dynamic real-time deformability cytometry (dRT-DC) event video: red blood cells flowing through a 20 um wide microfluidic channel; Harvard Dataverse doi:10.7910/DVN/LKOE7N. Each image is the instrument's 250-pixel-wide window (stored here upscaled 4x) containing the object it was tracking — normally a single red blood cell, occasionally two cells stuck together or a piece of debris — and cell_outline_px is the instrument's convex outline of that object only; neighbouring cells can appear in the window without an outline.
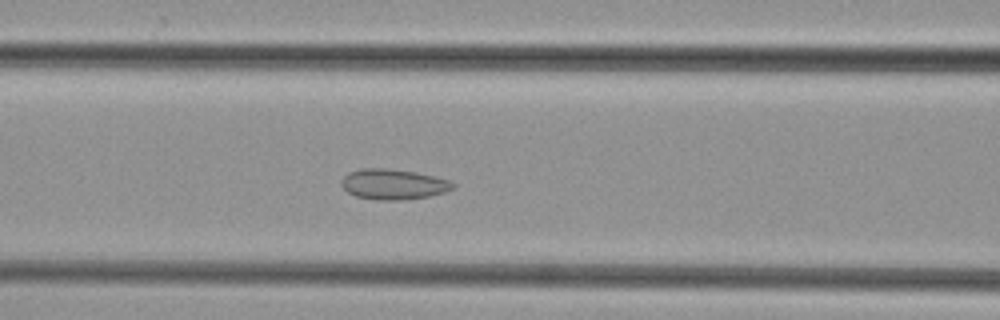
{"species": "common noctule bat (a hibernating species)", "species_latin": "Nyctalus noctula", "temperature_condition": "cold", "stored_images_in_passage": 33, "camera_frame_rate_fps": 3000, "um_per_image_px": 0.085, "animal": {"sex": "female", "body_mass_g": 29.2, "forearm_length_mm": 56.3}, "frame": {"image": 1, "passage_image": 11, "time_ms": 3.333, "image_size_px": [1000, 320], "cell_outline_px": [[456, 188], [444, 192], [428, 196], [400, 200], [376, 200], [356, 196], [348, 192], [340, 184], [340, 180], [348, 172], [360, 168], [388, 168], [416, 172], [448, 180], [456, 184]], "centroid_in_image_um": [33.41, 15.65], "position_along_channel_um": 133.2, "area_um2": 19.83}}
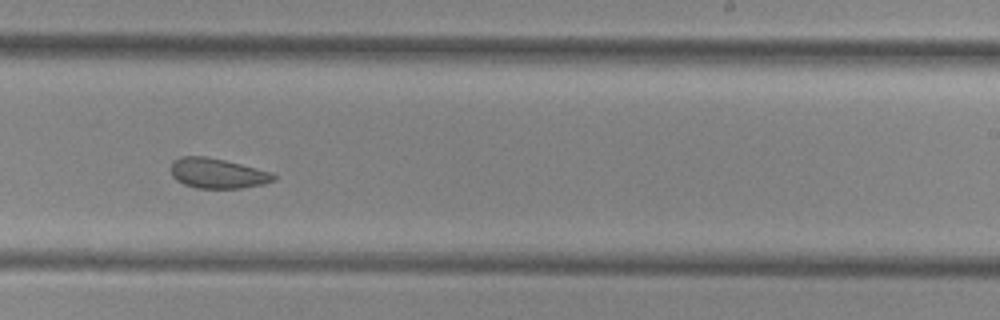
{"frame": {"image": 2, "passage_image": 21, "time_ms": 6.667, "image_size_px": [1000, 320], "cell_outline_px": [[276, 180], [264, 184], [240, 188], [196, 188], [184, 184], [176, 180], [172, 176], [172, 160], [180, 156], [204, 156], [224, 160], [272, 172], [276, 176]], "centroid_in_image_um": [18.48, 14.73], "position_along_channel_um": 270.5, "area_um2": 17.98}}
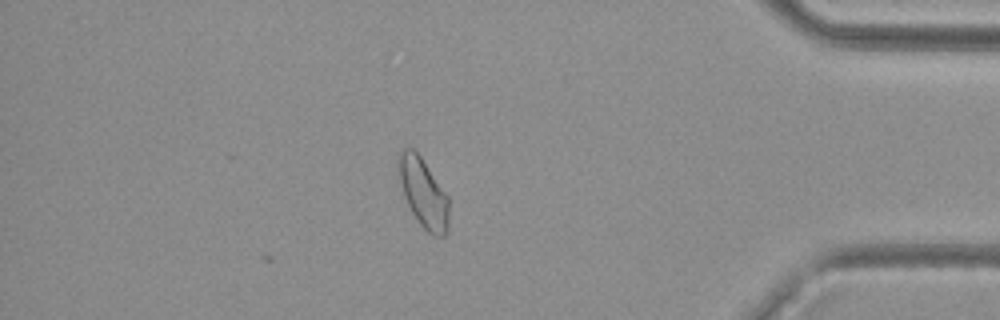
{"frame": {"image": 3, "passage_image": 33, "time_ms": 10.667, "image_size_px": [1000, 320], "cell_outline_px": [[448, 232], [444, 236], [432, 236], [420, 224], [412, 212], [404, 196], [400, 184], [396, 160], [396, 156], [404, 148], [412, 148], [420, 156], [448, 196]], "centroid_in_image_um": [35.96, 16.39], "position_along_channel_um": 399.2, "area_um2": 20.29}}